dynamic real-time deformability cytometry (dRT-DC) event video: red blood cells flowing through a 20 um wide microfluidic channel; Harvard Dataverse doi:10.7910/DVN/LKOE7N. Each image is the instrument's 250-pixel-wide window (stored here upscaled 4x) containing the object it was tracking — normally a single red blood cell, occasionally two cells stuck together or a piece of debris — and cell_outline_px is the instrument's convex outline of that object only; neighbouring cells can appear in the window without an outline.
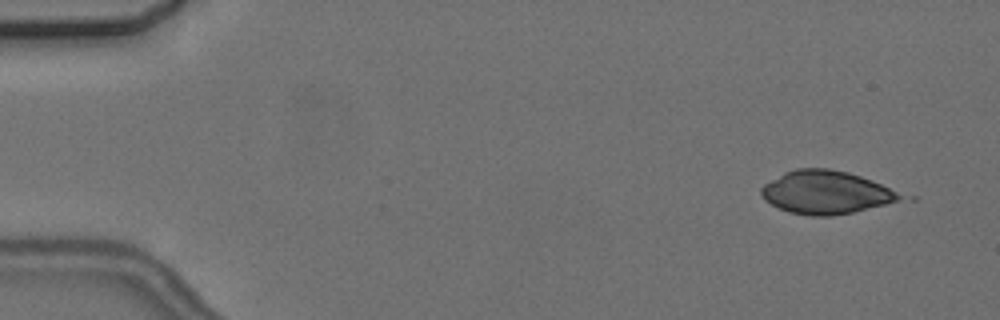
{"species": "common noctule bat (a hibernating species)", "species_latin": "Nyctalus noctula", "temperature_condition": "cold", "stored_images_in_passage": 4, "camera_frame_rate_fps": 3000, "um_per_image_px": 0.085, "animal": {"sex": "female", "body_mass_g": 24.6, "forearm_length_mm": 56.2}, "frame": {"image": 1, "passage_image": 1, "time_ms": 0.0, "image_size_px": [1000, 320], "cell_outline_px": [[904, 196], [900, 200], [852, 212], [832, 216], [812, 216], [788, 212], [764, 200], [760, 192], [760, 188], [764, 184], [784, 172], [796, 168], [828, 168], [848, 172], [872, 180]], "centroid_in_image_um": [70.14, 16.34], "position_along_channel_um": 14.9, "area_um2": 34.56}}